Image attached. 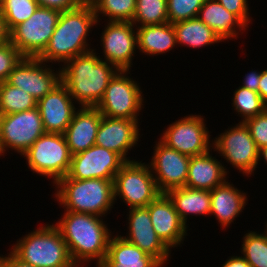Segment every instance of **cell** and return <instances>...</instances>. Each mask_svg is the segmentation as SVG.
<instances>
[{"label": "cell", "instance_id": "ee69618b", "mask_svg": "<svg viewBox=\"0 0 267 267\" xmlns=\"http://www.w3.org/2000/svg\"><path fill=\"white\" fill-rule=\"evenodd\" d=\"M9 41V32L5 25L4 17L0 10V46Z\"/></svg>", "mask_w": 267, "mask_h": 267}, {"label": "cell", "instance_id": "74e56055", "mask_svg": "<svg viewBox=\"0 0 267 267\" xmlns=\"http://www.w3.org/2000/svg\"><path fill=\"white\" fill-rule=\"evenodd\" d=\"M227 11L236 15L246 26L251 21L247 0H217Z\"/></svg>", "mask_w": 267, "mask_h": 267}, {"label": "cell", "instance_id": "e575fe53", "mask_svg": "<svg viewBox=\"0 0 267 267\" xmlns=\"http://www.w3.org/2000/svg\"><path fill=\"white\" fill-rule=\"evenodd\" d=\"M206 0H167L168 22L189 20L198 16L199 10Z\"/></svg>", "mask_w": 267, "mask_h": 267}, {"label": "cell", "instance_id": "7bdbcfd3", "mask_svg": "<svg viewBox=\"0 0 267 267\" xmlns=\"http://www.w3.org/2000/svg\"><path fill=\"white\" fill-rule=\"evenodd\" d=\"M258 85V93L262 100L267 104V69L261 71V78Z\"/></svg>", "mask_w": 267, "mask_h": 267}, {"label": "cell", "instance_id": "7a4b0ae2", "mask_svg": "<svg viewBox=\"0 0 267 267\" xmlns=\"http://www.w3.org/2000/svg\"><path fill=\"white\" fill-rule=\"evenodd\" d=\"M97 56L96 51L75 56L61 71V83L79 107H96L118 69Z\"/></svg>", "mask_w": 267, "mask_h": 267}, {"label": "cell", "instance_id": "9c48e42d", "mask_svg": "<svg viewBox=\"0 0 267 267\" xmlns=\"http://www.w3.org/2000/svg\"><path fill=\"white\" fill-rule=\"evenodd\" d=\"M61 11L39 6L26 21L9 32V41L24 57H38L56 28Z\"/></svg>", "mask_w": 267, "mask_h": 267}, {"label": "cell", "instance_id": "603a6c76", "mask_svg": "<svg viewBox=\"0 0 267 267\" xmlns=\"http://www.w3.org/2000/svg\"><path fill=\"white\" fill-rule=\"evenodd\" d=\"M247 199L246 193L225 181L211 190L210 215L215 216L224 229L239 217L247 205Z\"/></svg>", "mask_w": 267, "mask_h": 267}, {"label": "cell", "instance_id": "ab89813d", "mask_svg": "<svg viewBox=\"0 0 267 267\" xmlns=\"http://www.w3.org/2000/svg\"><path fill=\"white\" fill-rule=\"evenodd\" d=\"M261 78V71H251L250 73L245 74L242 87L248 88L249 90L258 92L259 81Z\"/></svg>", "mask_w": 267, "mask_h": 267}, {"label": "cell", "instance_id": "8fae6325", "mask_svg": "<svg viewBox=\"0 0 267 267\" xmlns=\"http://www.w3.org/2000/svg\"><path fill=\"white\" fill-rule=\"evenodd\" d=\"M212 149L248 177L254 173L259 163V149L251 137L249 128L241 121L216 136L214 141L212 140Z\"/></svg>", "mask_w": 267, "mask_h": 267}, {"label": "cell", "instance_id": "5b68a950", "mask_svg": "<svg viewBox=\"0 0 267 267\" xmlns=\"http://www.w3.org/2000/svg\"><path fill=\"white\" fill-rule=\"evenodd\" d=\"M11 253L33 267H70L73 261L60 231L45 224L17 240Z\"/></svg>", "mask_w": 267, "mask_h": 267}, {"label": "cell", "instance_id": "b9f144b4", "mask_svg": "<svg viewBox=\"0 0 267 267\" xmlns=\"http://www.w3.org/2000/svg\"><path fill=\"white\" fill-rule=\"evenodd\" d=\"M221 267H252L243 256L228 257Z\"/></svg>", "mask_w": 267, "mask_h": 267}, {"label": "cell", "instance_id": "60d3db41", "mask_svg": "<svg viewBox=\"0 0 267 267\" xmlns=\"http://www.w3.org/2000/svg\"><path fill=\"white\" fill-rule=\"evenodd\" d=\"M0 267H33L16 258L11 252L7 256H0Z\"/></svg>", "mask_w": 267, "mask_h": 267}, {"label": "cell", "instance_id": "484cf974", "mask_svg": "<svg viewBox=\"0 0 267 267\" xmlns=\"http://www.w3.org/2000/svg\"><path fill=\"white\" fill-rule=\"evenodd\" d=\"M172 201L181 221L187 226L188 215H210L211 191L186 186L173 188L165 193Z\"/></svg>", "mask_w": 267, "mask_h": 267}, {"label": "cell", "instance_id": "d590c367", "mask_svg": "<svg viewBox=\"0 0 267 267\" xmlns=\"http://www.w3.org/2000/svg\"><path fill=\"white\" fill-rule=\"evenodd\" d=\"M23 57L10 41L0 46V82L7 81L10 72Z\"/></svg>", "mask_w": 267, "mask_h": 267}, {"label": "cell", "instance_id": "ffe728a7", "mask_svg": "<svg viewBox=\"0 0 267 267\" xmlns=\"http://www.w3.org/2000/svg\"><path fill=\"white\" fill-rule=\"evenodd\" d=\"M73 101L66 87L60 83L37 102L45 132H65L78 110Z\"/></svg>", "mask_w": 267, "mask_h": 267}, {"label": "cell", "instance_id": "8992f818", "mask_svg": "<svg viewBox=\"0 0 267 267\" xmlns=\"http://www.w3.org/2000/svg\"><path fill=\"white\" fill-rule=\"evenodd\" d=\"M23 157L33 173L48 179L50 177L55 184L68 174L72 155L63 134L45 132L23 154Z\"/></svg>", "mask_w": 267, "mask_h": 267}, {"label": "cell", "instance_id": "cb8c5ba5", "mask_svg": "<svg viewBox=\"0 0 267 267\" xmlns=\"http://www.w3.org/2000/svg\"><path fill=\"white\" fill-rule=\"evenodd\" d=\"M153 256L146 254L121 235L110 237L107 255L99 267H162Z\"/></svg>", "mask_w": 267, "mask_h": 267}, {"label": "cell", "instance_id": "f6af8a7d", "mask_svg": "<svg viewBox=\"0 0 267 267\" xmlns=\"http://www.w3.org/2000/svg\"><path fill=\"white\" fill-rule=\"evenodd\" d=\"M262 158H264V162L267 165V146H264L259 149L258 161H260Z\"/></svg>", "mask_w": 267, "mask_h": 267}, {"label": "cell", "instance_id": "4fadbf2b", "mask_svg": "<svg viewBox=\"0 0 267 267\" xmlns=\"http://www.w3.org/2000/svg\"><path fill=\"white\" fill-rule=\"evenodd\" d=\"M50 68L38 57H23L10 72L7 82L26 91L38 102L61 83L60 69Z\"/></svg>", "mask_w": 267, "mask_h": 267}, {"label": "cell", "instance_id": "5bb4252c", "mask_svg": "<svg viewBox=\"0 0 267 267\" xmlns=\"http://www.w3.org/2000/svg\"><path fill=\"white\" fill-rule=\"evenodd\" d=\"M125 163L126 161L116 152L95 144L85 151L72 155L69 172L64 178L114 179Z\"/></svg>", "mask_w": 267, "mask_h": 267}, {"label": "cell", "instance_id": "2e32d148", "mask_svg": "<svg viewBox=\"0 0 267 267\" xmlns=\"http://www.w3.org/2000/svg\"><path fill=\"white\" fill-rule=\"evenodd\" d=\"M136 27L131 22H107L101 33L105 61L118 70H130L138 48Z\"/></svg>", "mask_w": 267, "mask_h": 267}, {"label": "cell", "instance_id": "bcb514c9", "mask_svg": "<svg viewBox=\"0 0 267 267\" xmlns=\"http://www.w3.org/2000/svg\"><path fill=\"white\" fill-rule=\"evenodd\" d=\"M70 267H83V265H79L77 263H73Z\"/></svg>", "mask_w": 267, "mask_h": 267}, {"label": "cell", "instance_id": "d4e9b609", "mask_svg": "<svg viewBox=\"0 0 267 267\" xmlns=\"http://www.w3.org/2000/svg\"><path fill=\"white\" fill-rule=\"evenodd\" d=\"M197 17L209 26L222 41L231 40V38L235 39L239 34L237 30L245 31L248 28L236 15L227 11L217 0H206Z\"/></svg>", "mask_w": 267, "mask_h": 267}, {"label": "cell", "instance_id": "277c9868", "mask_svg": "<svg viewBox=\"0 0 267 267\" xmlns=\"http://www.w3.org/2000/svg\"><path fill=\"white\" fill-rule=\"evenodd\" d=\"M113 180L61 178L55 183V198L65 211L106 216L115 204Z\"/></svg>", "mask_w": 267, "mask_h": 267}, {"label": "cell", "instance_id": "9a60e30c", "mask_svg": "<svg viewBox=\"0 0 267 267\" xmlns=\"http://www.w3.org/2000/svg\"><path fill=\"white\" fill-rule=\"evenodd\" d=\"M149 164L158 190L161 193L186 186L191 157L169 148L160 140L154 147Z\"/></svg>", "mask_w": 267, "mask_h": 267}, {"label": "cell", "instance_id": "4316f807", "mask_svg": "<svg viewBox=\"0 0 267 267\" xmlns=\"http://www.w3.org/2000/svg\"><path fill=\"white\" fill-rule=\"evenodd\" d=\"M136 31L137 49L146 55L164 54L177 46L175 30L173 24L169 22L136 27Z\"/></svg>", "mask_w": 267, "mask_h": 267}, {"label": "cell", "instance_id": "ac0fdd59", "mask_svg": "<svg viewBox=\"0 0 267 267\" xmlns=\"http://www.w3.org/2000/svg\"><path fill=\"white\" fill-rule=\"evenodd\" d=\"M139 121L102 116L95 144L116 152L126 162L134 161L127 155L140 140Z\"/></svg>", "mask_w": 267, "mask_h": 267}, {"label": "cell", "instance_id": "d6a6232c", "mask_svg": "<svg viewBox=\"0 0 267 267\" xmlns=\"http://www.w3.org/2000/svg\"><path fill=\"white\" fill-rule=\"evenodd\" d=\"M232 105L235 111L242 116L241 122L250 117L257 116L267 110V104L262 100L259 93L239 86L234 91Z\"/></svg>", "mask_w": 267, "mask_h": 267}, {"label": "cell", "instance_id": "7c38bea8", "mask_svg": "<svg viewBox=\"0 0 267 267\" xmlns=\"http://www.w3.org/2000/svg\"><path fill=\"white\" fill-rule=\"evenodd\" d=\"M210 136L204 116L190 114L170 124L159 140L169 148L191 157L210 150Z\"/></svg>", "mask_w": 267, "mask_h": 267}, {"label": "cell", "instance_id": "f1b7e54d", "mask_svg": "<svg viewBox=\"0 0 267 267\" xmlns=\"http://www.w3.org/2000/svg\"><path fill=\"white\" fill-rule=\"evenodd\" d=\"M37 107V101L21 88L0 82V115L18 113Z\"/></svg>", "mask_w": 267, "mask_h": 267}, {"label": "cell", "instance_id": "f35d334b", "mask_svg": "<svg viewBox=\"0 0 267 267\" xmlns=\"http://www.w3.org/2000/svg\"><path fill=\"white\" fill-rule=\"evenodd\" d=\"M39 6L55 9L58 11H68L79 7L84 0H36Z\"/></svg>", "mask_w": 267, "mask_h": 267}, {"label": "cell", "instance_id": "836d02e7", "mask_svg": "<svg viewBox=\"0 0 267 267\" xmlns=\"http://www.w3.org/2000/svg\"><path fill=\"white\" fill-rule=\"evenodd\" d=\"M241 254L252 267H267V236L249 231L243 236Z\"/></svg>", "mask_w": 267, "mask_h": 267}, {"label": "cell", "instance_id": "6da1fadb", "mask_svg": "<svg viewBox=\"0 0 267 267\" xmlns=\"http://www.w3.org/2000/svg\"><path fill=\"white\" fill-rule=\"evenodd\" d=\"M101 219L92 214L65 211L53 224L66 242L73 263L85 264L95 259L97 267L103 263L112 233Z\"/></svg>", "mask_w": 267, "mask_h": 267}, {"label": "cell", "instance_id": "1f68e13d", "mask_svg": "<svg viewBox=\"0 0 267 267\" xmlns=\"http://www.w3.org/2000/svg\"><path fill=\"white\" fill-rule=\"evenodd\" d=\"M38 7L36 0H0V10L8 32L28 20Z\"/></svg>", "mask_w": 267, "mask_h": 267}, {"label": "cell", "instance_id": "7402d4cb", "mask_svg": "<svg viewBox=\"0 0 267 267\" xmlns=\"http://www.w3.org/2000/svg\"><path fill=\"white\" fill-rule=\"evenodd\" d=\"M210 151L212 148L205 154L191 156L186 187L211 191L227 180L229 171L218 159L212 157Z\"/></svg>", "mask_w": 267, "mask_h": 267}, {"label": "cell", "instance_id": "44dd1931", "mask_svg": "<svg viewBox=\"0 0 267 267\" xmlns=\"http://www.w3.org/2000/svg\"><path fill=\"white\" fill-rule=\"evenodd\" d=\"M79 108L63 133L71 155L95 145L97 131L103 116L96 107Z\"/></svg>", "mask_w": 267, "mask_h": 267}, {"label": "cell", "instance_id": "83f0119b", "mask_svg": "<svg viewBox=\"0 0 267 267\" xmlns=\"http://www.w3.org/2000/svg\"><path fill=\"white\" fill-rule=\"evenodd\" d=\"M177 45L200 48L222 42L219 36L198 17L173 24Z\"/></svg>", "mask_w": 267, "mask_h": 267}, {"label": "cell", "instance_id": "4dcf8cb0", "mask_svg": "<svg viewBox=\"0 0 267 267\" xmlns=\"http://www.w3.org/2000/svg\"><path fill=\"white\" fill-rule=\"evenodd\" d=\"M167 22V0H137L134 18L131 22L134 26L159 25Z\"/></svg>", "mask_w": 267, "mask_h": 267}, {"label": "cell", "instance_id": "f546056e", "mask_svg": "<svg viewBox=\"0 0 267 267\" xmlns=\"http://www.w3.org/2000/svg\"><path fill=\"white\" fill-rule=\"evenodd\" d=\"M95 12L97 22L99 14L108 17V22H132L137 0H88Z\"/></svg>", "mask_w": 267, "mask_h": 267}, {"label": "cell", "instance_id": "e0dca14e", "mask_svg": "<svg viewBox=\"0 0 267 267\" xmlns=\"http://www.w3.org/2000/svg\"><path fill=\"white\" fill-rule=\"evenodd\" d=\"M128 219L129 233L121 236L136 245L146 254L156 258L163 266L169 260L171 250L162 242L153 229L151 217L146 207L130 208ZM170 253V254H169Z\"/></svg>", "mask_w": 267, "mask_h": 267}, {"label": "cell", "instance_id": "3957f363", "mask_svg": "<svg viewBox=\"0 0 267 267\" xmlns=\"http://www.w3.org/2000/svg\"><path fill=\"white\" fill-rule=\"evenodd\" d=\"M97 24L95 12L88 1L75 9L62 11L51 39L38 58L46 63L57 61L65 64L75 56L94 50L89 46L87 37Z\"/></svg>", "mask_w": 267, "mask_h": 267}, {"label": "cell", "instance_id": "8d00e7d4", "mask_svg": "<svg viewBox=\"0 0 267 267\" xmlns=\"http://www.w3.org/2000/svg\"><path fill=\"white\" fill-rule=\"evenodd\" d=\"M258 149L267 146V110L244 121Z\"/></svg>", "mask_w": 267, "mask_h": 267}, {"label": "cell", "instance_id": "ba28073f", "mask_svg": "<svg viewBox=\"0 0 267 267\" xmlns=\"http://www.w3.org/2000/svg\"><path fill=\"white\" fill-rule=\"evenodd\" d=\"M128 72L130 73L129 70H118L109 81L96 106L103 116L139 120L138 113L143 108L144 97L139 83L127 76Z\"/></svg>", "mask_w": 267, "mask_h": 267}, {"label": "cell", "instance_id": "7dc6e473", "mask_svg": "<svg viewBox=\"0 0 267 267\" xmlns=\"http://www.w3.org/2000/svg\"><path fill=\"white\" fill-rule=\"evenodd\" d=\"M265 224H266V225H265V226H266V228H265L266 230L264 231V233H265L266 236H267V222H266Z\"/></svg>", "mask_w": 267, "mask_h": 267}, {"label": "cell", "instance_id": "d6986e66", "mask_svg": "<svg viewBox=\"0 0 267 267\" xmlns=\"http://www.w3.org/2000/svg\"><path fill=\"white\" fill-rule=\"evenodd\" d=\"M149 211L153 229L162 242L171 250L183 243L187 228L175 210L172 201L161 193L146 207Z\"/></svg>", "mask_w": 267, "mask_h": 267}, {"label": "cell", "instance_id": "30bf717a", "mask_svg": "<svg viewBox=\"0 0 267 267\" xmlns=\"http://www.w3.org/2000/svg\"><path fill=\"white\" fill-rule=\"evenodd\" d=\"M45 133L38 107L0 115V156L9 148L22 156Z\"/></svg>", "mask_w": 267, "mask_h": 267}, {"label": "cell", "instance_id": "52a82bcc", "mask_svg": "<svg viewBox=\"0 0 267 267\" xmlns=\"http://www.w3.org/2000/svg\"><path fill=\"white\" fill-rule=\"evenodd\" d=\"M114 202L119 197L130 208L147 207L161 192L158 190L149 164L126 162L113 180Z\"/></svg>", "mask_w": 267, "mask_h": 267}]
</instances>
